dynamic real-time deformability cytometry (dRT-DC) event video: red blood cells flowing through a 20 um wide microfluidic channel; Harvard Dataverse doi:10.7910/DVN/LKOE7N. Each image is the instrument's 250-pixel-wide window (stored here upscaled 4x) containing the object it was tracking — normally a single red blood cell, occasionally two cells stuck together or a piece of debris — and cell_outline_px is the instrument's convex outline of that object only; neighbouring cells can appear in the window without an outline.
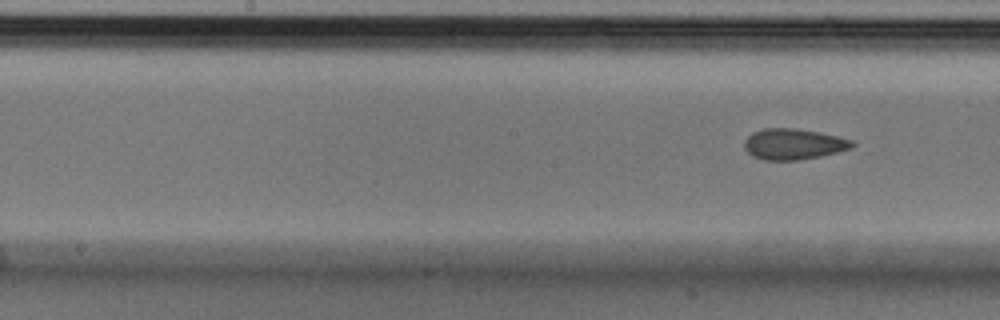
{"species": "Egyptian fruit bat (a non-hibernating species)", "species_latin": "Rousettus aegyptiacus", "temperature_condition": "cold", "stored_images_in_passage": 9, "segment_of_instrument_passage": [2, 2], "camera_frame_rate_fps": 3000, "um_per_image_px": 0.085, "animal": {"sex": "male"}, "frame": {"image": 1, "passage_image": 9, "time_ms": 2.667, "image_size_px": [1000, 320], "cell_outline_px": [[856, 144], [852, 148], [820, 156], [800, 160], [764, 160], [752, 156], [744, 148], [744, 140], [752, 132], [764, 128], [792, 128], [820, 132], [852, 140]], "centroid_in_image_um": [67.43, 12.25], "position_along_channel_um": 180.8, "area_um2": 19.42}}